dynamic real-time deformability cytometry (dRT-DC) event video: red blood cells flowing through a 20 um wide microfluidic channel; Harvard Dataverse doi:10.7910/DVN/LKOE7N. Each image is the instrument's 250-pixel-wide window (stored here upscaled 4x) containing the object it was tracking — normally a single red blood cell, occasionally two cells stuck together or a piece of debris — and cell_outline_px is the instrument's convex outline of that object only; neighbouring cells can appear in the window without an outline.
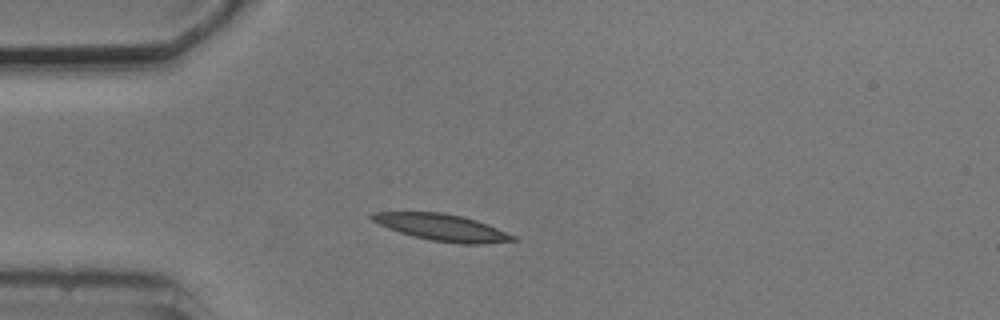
{"species": "common noctule bat (a hibernating species)", "species_latin": "Nyctalus noctula", "temperature_condition": "cold", "stored_images_in_passage": 2, "camera_frame_rate_fps": 3000, "um_per_image_px": 0.085, "animal": {"sex": "male", "body_mass_g": 20.5, "forearm_length_mm": 52.5}, "frame": {"image": 1, "passage_image": 2, "time_ms": 1.0, "image_size_px": [1000, 320], "cell_outline_px": [[516, 240], [484, 244], [460, 244], [432, 240], [412, 236], [388, 228], [372, 220], [368, 216], [372, 212], [440, 212], [464, 216], [488, 224], [516, 236]], "centroid_in_image_um": [37.58, 19.33], "position_along_channel_um": 47.4, "area_um2": 21.91}}